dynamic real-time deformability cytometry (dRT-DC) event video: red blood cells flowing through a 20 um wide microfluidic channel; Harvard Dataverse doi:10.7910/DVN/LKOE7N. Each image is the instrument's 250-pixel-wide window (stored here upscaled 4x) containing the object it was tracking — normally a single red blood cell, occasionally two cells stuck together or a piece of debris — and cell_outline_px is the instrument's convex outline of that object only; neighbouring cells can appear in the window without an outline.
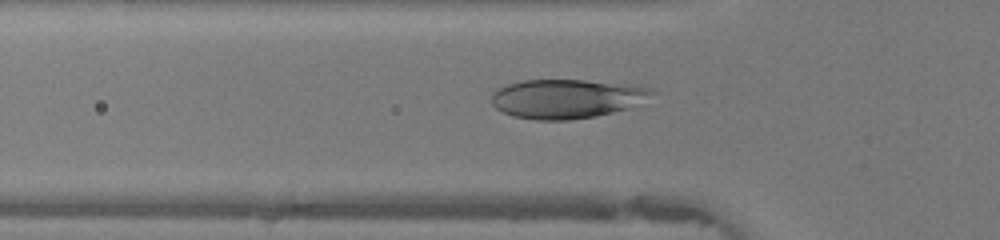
{"species": "human", "species_latin": "Homo sapiens", "temperature_condition": "warm", "stored_images_in_passage": 45, "camera_frame_rate_fps": 3000, "um_per_image_px": 0.085, "donor": {"sex": "female"}, "frame": {"image": 1, "passage_image": 14, "time_ms": 4.333, "image_size_px": [1000, 240], "cell_outline_px": [[656, 92], [628, 108], [596, 116], [568, 120], [536, 120], [512, 116], [496, 108], [492, 104], [492, 92], [496, 88], [508, 84], [524, 80], [584, 80], [640, 84], [652, 88]], "centroid_in_image_um": [48.17, 8.37], "position_along_channel_um": 77.6, "area_um2": 36.76}}
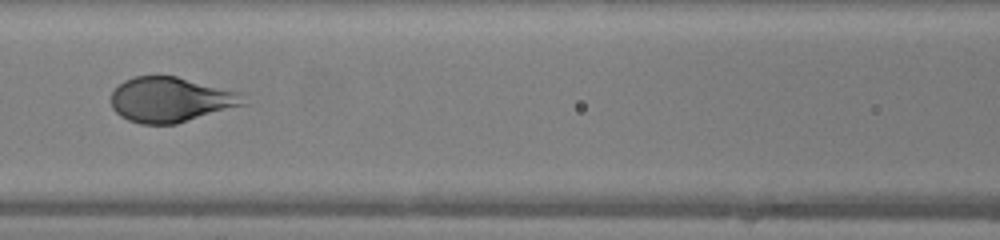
{"frame": {"image": 2, "passage_image": 19, "time_ms": 6.0, "image_size_px": [1000, 240], "cell_outline_px": [[248, 104], [176, 124], [140, 124], [128, 120], [120, 116], [112, 108], [112, 92], [124, 80], [136, 76], [176, 76], [240, 92]], "centroid_in_image_um": [14.52, 8.48], "position_along_channel_um": 152.1, "area_um2": 34.74}}
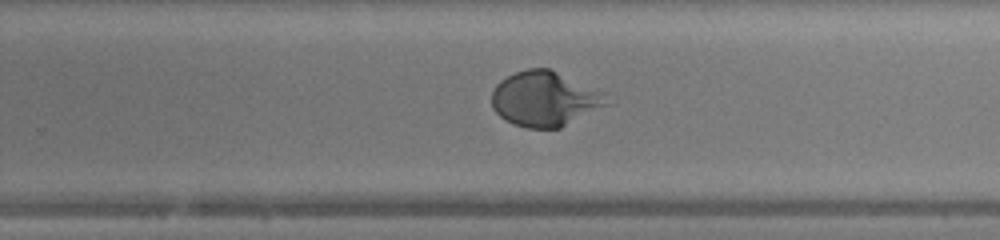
{"frame": {"image": 3, "passage_image": 28, "time_ms": 9.0, "image_size_px": [1000, 240], "cell_outline_px": [[608, 104], [560, 128], [528, 128], [512, 124], [504, 120], [492, 108], [492, 92], [496, 84], [500, 80], [516, 72], [528, 68], [548, 68], [604, 92]], "centroid_in_image_um": [46.26, 8.41], "position_along_channel_um": 283.5, "area_um2": 36.53}, "authors_computed_cell_mechanics": {"area_um2": 36.8186, "velocity_mm_per_s": 4.411, "shape_relaxation_time_tau1_ms": 2.9359, "shape_relaxation_time_tau2_ms": null, "deformation_change_tau1": 0.2172, "deformation_change_tau2": null}}